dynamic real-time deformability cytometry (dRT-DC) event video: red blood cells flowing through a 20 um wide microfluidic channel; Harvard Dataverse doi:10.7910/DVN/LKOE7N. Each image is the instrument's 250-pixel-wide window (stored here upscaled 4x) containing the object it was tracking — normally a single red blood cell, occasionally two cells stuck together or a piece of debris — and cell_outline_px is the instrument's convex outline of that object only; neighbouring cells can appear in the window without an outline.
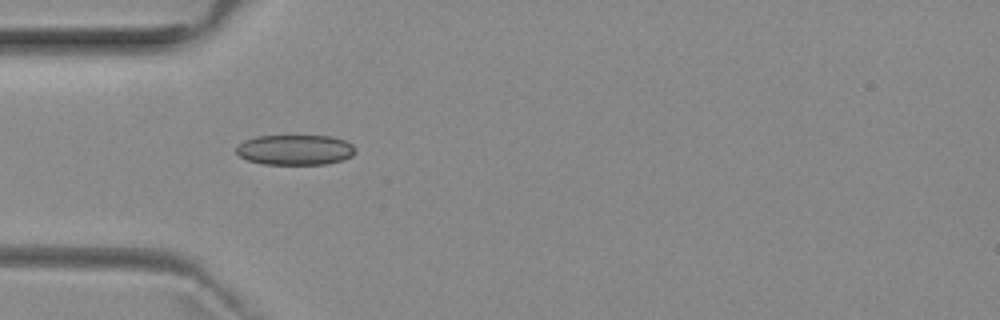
{"species": "common noctule bat (a hibernating species)", "species_latin": "Nyctalus noctula", "temperature_condition": "room temperature", "stored_images_in_passage": 37, "camera_frame_rate_fps": 3000, "um_per_image_px": 0.085, "animal": {"sex": "female", "body_mass_g": 29.2, "forearm_length_mm": 56.3}, "frame": {"image": 1, "passage_image": 1, "time_ms": 0.0, "image_size_px": [1000, 320], "cell_outline_px": [[356, 152], [352, 156], [340, 160], [324, 164], [264, 164], [248, 160], [240, 156], [236, 152], [236, 148], [244, 140], [256, 136], [332, 136], [344, 140], [352, 144], [356, 148]], "centroid_in_image_um": [25.1, 12.73], "position_along_channel_um": 59.9, "area_um2": 20.92}}
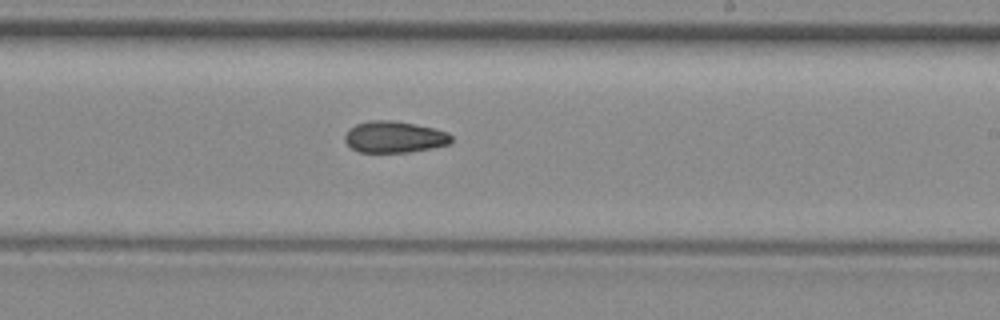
{"frame": {"image": 2, "passage_image": 16, "time_ms": 5.0, "image_size_px": [1000, 320], "cell_outline_px": [[452, 140], [448, 144], [408, 152], [360, 152], [352, 148], [344, 140], [344, 136], [356, 124], [368, 120], [392, 120], [432, 128], [448, 132], [452, 136]], "centroid_in_image_um": [33.5, 11.64], "position_along_channel_um": 255.5, "area_um2": 19.19}}
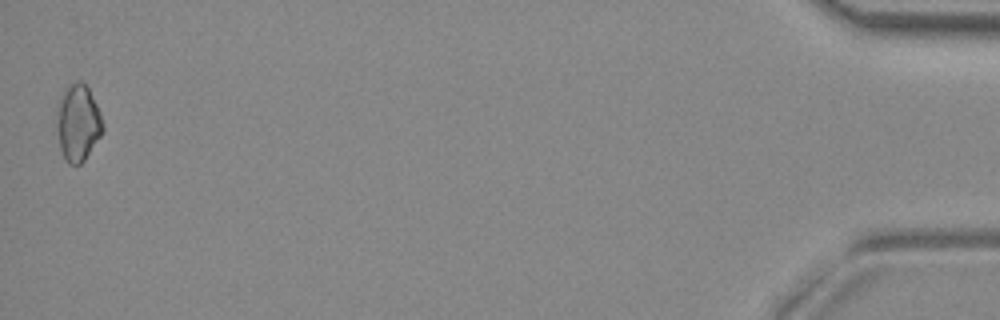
{"frame": {"image": 3, "passage_image": 37, "time_ms": 12.0, "image_size_px": [1000, 320], "cell_outline_px": [[104, 128], [100, 136], [84, 160], [80, 164], [68, 164], [64, 160], [60, 148], [56, 132], [56, 128], [60, 100], [64, 92], [76, 80], [80, 80], [88, 88], [96, 104], [104, 124]], "centroid_in_image_um": [6.63, 10.49], "position_along_channel_um": 428.6, "area_um2": 20.17}, "authors_computed_cell_mechanics": {"area_um2": 19.363, "velocity_mm_per_s": 3.943, "shape_relaxation_time_tau1_ms": null, "shape_relaxation_time_tau2_ms": 7.4651, "deformation_change_tau1": null, "deformation_change_tau2": 0.1365}}